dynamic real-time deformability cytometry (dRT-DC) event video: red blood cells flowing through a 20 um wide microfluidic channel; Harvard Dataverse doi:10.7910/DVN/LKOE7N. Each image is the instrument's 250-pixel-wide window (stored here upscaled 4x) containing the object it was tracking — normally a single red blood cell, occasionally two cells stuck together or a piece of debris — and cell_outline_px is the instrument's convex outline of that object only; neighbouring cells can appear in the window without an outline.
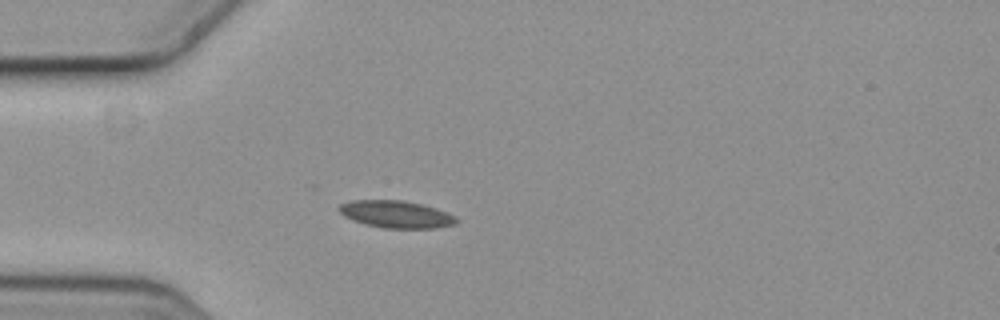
{"species": "common noctule bat (a hibernating species)", "species_latin": "Nyctalus noctula", "temperature_condition": "cold", "stored_images_in_passage": 1, "camera_frame_rate_fps": 3000, "um_per_image_px": 0.085, "animal": {"sex": "female", "body_mass_g": 19.3, "forearm_length_mm": 54.1}, "frame": {"image": 1, "passage_image": 1, "time_ms": 0.0, "image_size_px": [1000, 320], "cell_outline_px": [[460, 220], [456, 224], [436, 228], [384, 228], [364, 224], [352, 220], [344, 216], [336, 208], [340, 204], [352, 200], [404, 200], [436, 208], [456, 216]], "centroid_in_image_um": [33.67, 18.21], "position_along_channel_um": 51.3, "area_um2": 18.79}}